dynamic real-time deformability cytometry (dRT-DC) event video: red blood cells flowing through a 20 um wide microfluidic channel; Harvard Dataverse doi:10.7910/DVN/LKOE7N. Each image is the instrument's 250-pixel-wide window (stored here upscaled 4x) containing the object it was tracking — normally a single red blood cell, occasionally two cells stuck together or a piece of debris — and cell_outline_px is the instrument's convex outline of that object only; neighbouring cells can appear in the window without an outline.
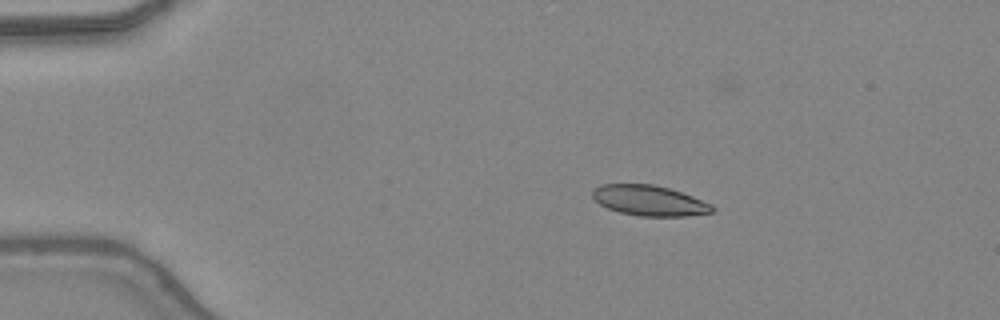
{"species": "common noctule bat (a hibernating species)", "species_latin": "Nyctalus noctula", "temperature_condition": "warm", "stored_images_in_passage": 39, "camera_frame_rate_fps": 3000, "um_per_image_px": 0.085, "animal": {"sex": "female", "body_mass_g": 24.6, "forearm_length_mm": 56.2}, "frame": {"image": 1, "passage_image": 1, "time_ms": 0.0, "image_size_px": [1000, 320], "cell_outline_px": [[716, 208], [712, 212], [684, 216], [640, 216], [620, 212], [608, 208], [600, 204], [592, 196], [592, 192], [600, 184], [652, 184], [668, 188], [692, 196], [712, 204]], "centroid_in_image_um": [55.2, 17.05], "position_along_channel_um": 29.8, "area_um2": 20.98}}
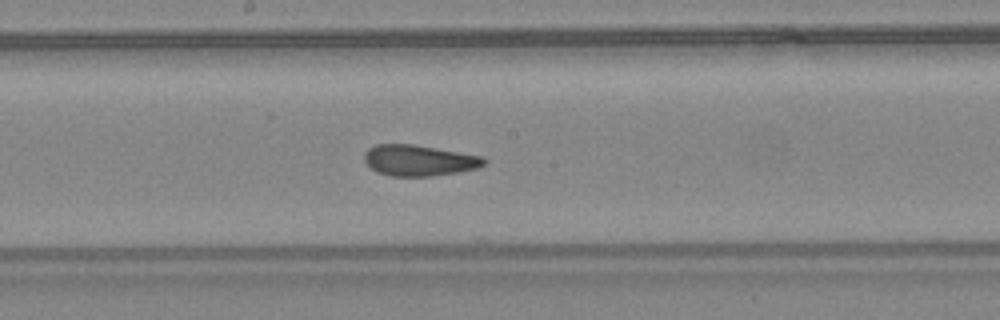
{"frame": {"image": 2, "passage_image": 18, "time_ms": 5.667, "image_size_px": [1000, 320], "cell_outline_px": [[488, 160], [484, 164], [476, 168], [456, 172], [428, 176], [388, 176], [376, 172], [364, 160], [364, 152], [368, 148], [376, 144], [412, 144], [484, 156]], "centroid_in_image_um": [35.6, 13.63], "position_along_channel_um": 212.6, "area_um2": 21.56}}
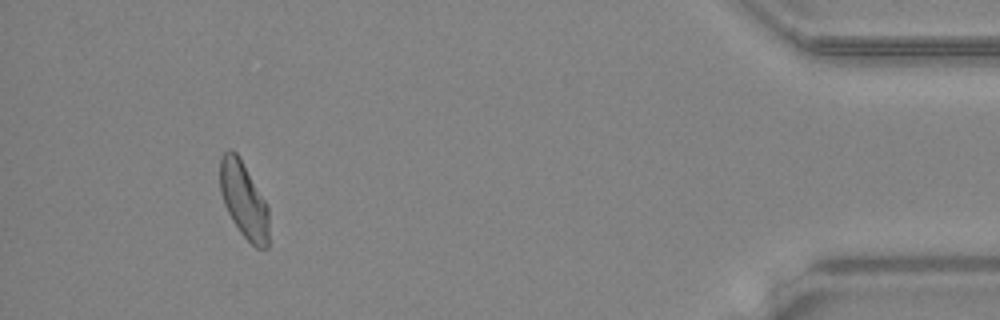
{"frame": {"image": 3, "passage_image": 36, "time_ms": 11.667, "image_size_px": [1000, 320], "cell_outline_px": [[268, 248], [256, 248], [240, 232], [232, 220], [224, 204], [220, 192], [220, 156], [228, 148], [232, 148], [236, 152], [264, 200], [268, 208]], "centroid_in_image_um": [20.69, 16.99], "position_along_channel_um": 414.5, "area_um2": 21.39}, "authors_computed_cell_mechanics": {"area_um2": 22.0218, "velocity_mm_per_s": 4.4153, "shape_relaxation_time_tau1_ms": 6.4237, "shape_relaxation_time_tau2_ms": 1.2727, "deformation_change_tau1": 0.1564, "deformation_change_tau2": 0.0725}}